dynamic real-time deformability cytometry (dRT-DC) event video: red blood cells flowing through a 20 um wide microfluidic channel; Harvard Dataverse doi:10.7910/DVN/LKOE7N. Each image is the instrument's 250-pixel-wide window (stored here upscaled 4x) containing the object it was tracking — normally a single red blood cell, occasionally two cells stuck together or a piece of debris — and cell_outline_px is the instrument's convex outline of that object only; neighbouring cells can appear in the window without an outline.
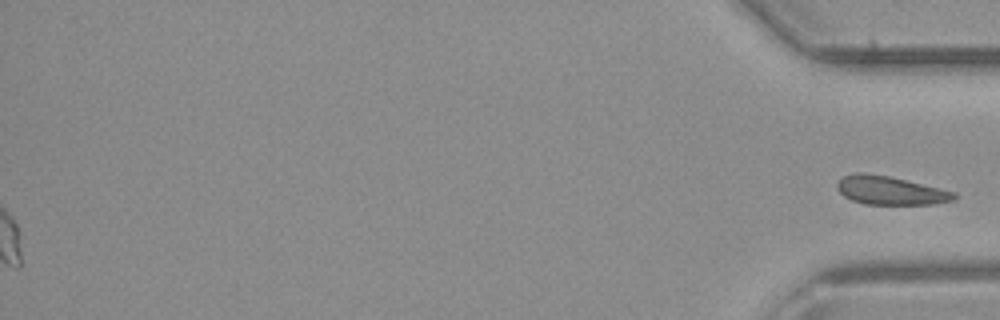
{"species": "common noctule bat (a hibernating species)", "species_latin": "Nyctalus noctula", "temperature_condition": "room temperature", "stored_images_in_passage": 36, "segment_of_instrument_passage": [2, 2], "camera_frame_rate_fps": 3000, "um_per_image_px": 0.085, "animal": {"sex": "male", "body_mass_g": 23.1, "forearm_length_mm": 52.7}, "frame": {"image": 1, "passage_image": 36, "time_ms": 11.667, "image_size_px": [1000, 320], "cell_outline_px": [[956, 200], [932, 204], [864, 204], [852, 200], [844, 196], [836, 188], [836, 184], [844, 176], [856, 172], [860, 172], [888, 176], [940, 188], [956, 192]], "centroid_in_image_um": [75.68, 16.19], "position_along_channel_um": 359.5, "area_um2": 19.31}}